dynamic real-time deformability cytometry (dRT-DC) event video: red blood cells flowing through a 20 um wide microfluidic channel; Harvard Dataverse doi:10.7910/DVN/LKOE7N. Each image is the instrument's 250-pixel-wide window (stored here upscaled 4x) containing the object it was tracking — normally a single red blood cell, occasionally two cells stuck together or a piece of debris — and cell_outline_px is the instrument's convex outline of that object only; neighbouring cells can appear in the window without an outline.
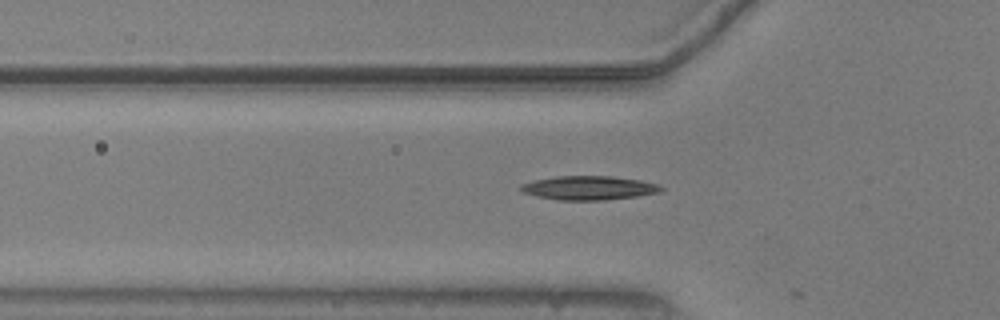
{"species": "common noctule bat (a hibernating species)", "species_latin": "Nyctalus noctula", "temperature_condition": "warm", "stored_images_in_passage": 13, "camera_frame_rate_fps": 3000, "um_per_image_px": 0.085, "animal": {"sex": "male", "body_mass_g": 20.5, "forearm_length_mm": 52.5}, "frame": {"image": 1, "passage_image": 12, "time_ms": 3.667, "image_size_px": [1000, 320], "cell_outline_px": [[664, 188], [660, 192], [636, 196], [604, 200], [556, 200], [536, 196], [524, 192], [520, 188], [520, 184], [536, 180], [556, 176], [612, 176], [640, 180], [660, 184]], "centroid_in_image_um": [50.08, 15.97], "position_along_channel_um": 75.7, "area_um2": 19.54}}